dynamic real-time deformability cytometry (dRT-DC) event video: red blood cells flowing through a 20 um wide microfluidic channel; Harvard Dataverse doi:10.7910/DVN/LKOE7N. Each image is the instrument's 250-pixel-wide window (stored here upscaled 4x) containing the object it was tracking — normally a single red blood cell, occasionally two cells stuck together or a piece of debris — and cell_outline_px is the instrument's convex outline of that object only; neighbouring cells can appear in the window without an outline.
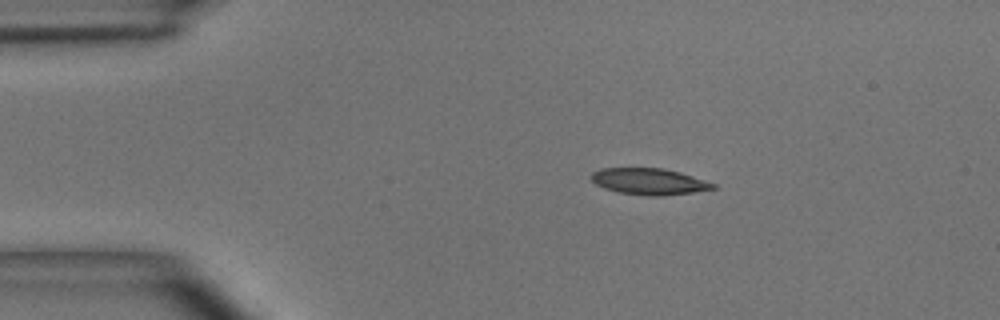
{"species": "common noctule bat (a hibernating species)", "species_latin": "Nyctalus noctula", "temperature_condition": "room temperature", "stored_images_in_passage": 41, "camera_frame_rate_fps": 3000, "um_per_image_px": 0.085, "animal": {"sex": "male", "body_mass_g": 15.6}, "frame": {"image": 1, "passage_image": 1, "time_ms": 0.0, "image_size_px": [1000, 320], "cell_outline_px": [[716, 188], [692, 192], [660, 196], [652, 196], [620, 192], [604, 188], [596, 184], [592, 180], [592, 172], [600, 168], [664, 168], [680, 172], [716, 184]], "centroid_in_image_um": [55.17, 15.41], "position_along_channel_um": 29.8, "area_um2": 18.5}}
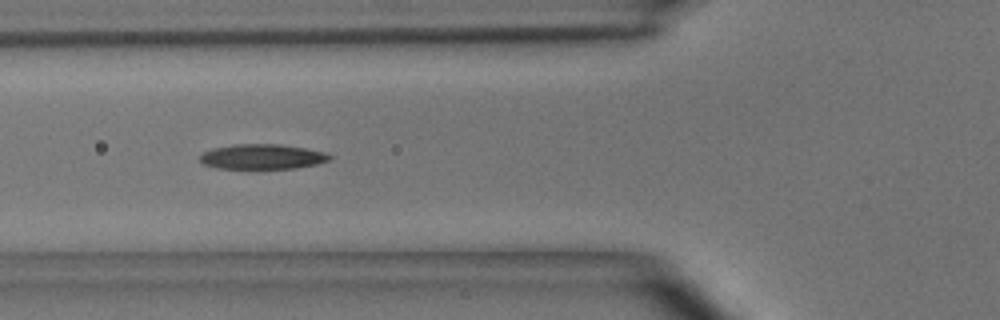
{"frame": {"image": 2, "passage_image": 10, "time_ms": 3.0, "image_size_px": [1000, 320], "cell_outline_px": [[332, 156], [328, 160], [316, 164], [296, 168], [216, 168], [204, 164], [200, 160], [200, 156], [204, 152], [212, 148], [236, 144], [280, 144], [304, 148], [324, 152]], "centroid_in_image_um": [22.28, 13.31], "position_along_channel_um": 103.5, "area_um2": 18.67}}
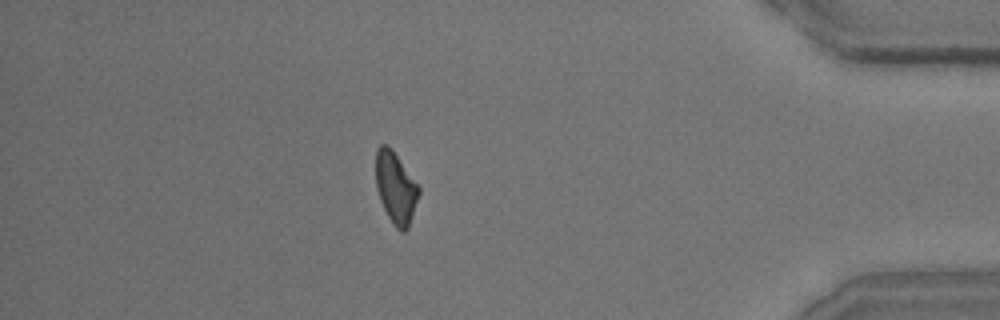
{"frame": {"image": 3, "passage_image": 35, "time_ms": 11.333, "image_size_px": [1000, 320], "cell_outline_px": [[420, 192], [408, 228], [404, 232], [400, 232], [396, 228], [388, 216], [380, 200], [376, 188], [376, 148], [380, 144], [388, 144], [392, 148], [420, 188]], "centroid_in_image_um": [33.62, 15.93], "position_along_channel_um": 401.6, "area_um2": 17.92}, "authors_computed_cell_mechanics": {"area_um2": 18.6116, "velocity_mm_per_s": 4.0689, "shape_relaxation_time_tau1_ms": 5.2435, "shape_relaxation_time_tau2_ms": null, "deformation_change_tau1": 0.1677, "deformation_change_tau2": null}}